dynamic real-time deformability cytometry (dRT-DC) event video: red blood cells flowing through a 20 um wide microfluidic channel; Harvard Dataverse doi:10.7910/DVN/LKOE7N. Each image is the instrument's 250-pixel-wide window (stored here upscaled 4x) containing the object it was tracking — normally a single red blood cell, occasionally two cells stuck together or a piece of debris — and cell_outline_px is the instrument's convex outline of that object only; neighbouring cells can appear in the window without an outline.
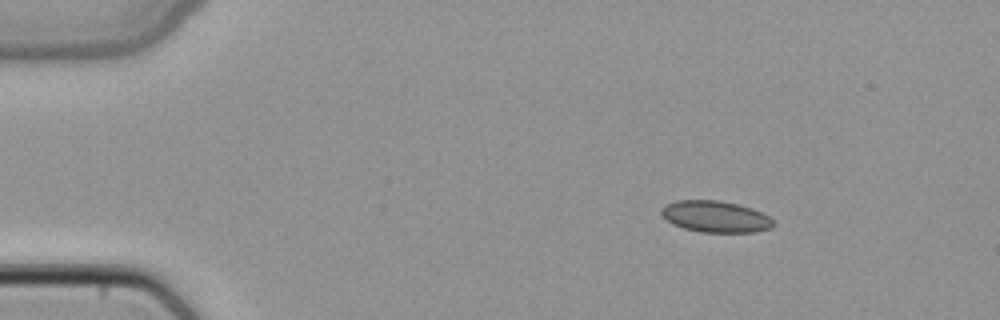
{"species": "common noctule bat (a hibernating species)", "species_latin": "Nyctalus noctula", "temperature_condition": "cold", "stored_images_in_passage": 3, "camera_frame_rate_fps": 3000, "um_per_image_px": 0.085, "animal": {"sex": "female", "body_mass_g": 22.7, "forearm_length_mm": 54.2}, "frame": {"image": 1, "passage_image": 1, "time_ms": 0.0, "image_size_px": [1000, 320], "cell_outline_px": [[776, 224], [772, 228], [756, 232], [700, 232], [684, 228], [672, 224], [660, 212], [660, 208], [676, 200], [716, 200], [736, 204], [752, 208], [768, 216]], "centroid_in_image_um": [60.83, 18.42], "position_along_channel_um": 24.2, "area_um2": 20.46}}
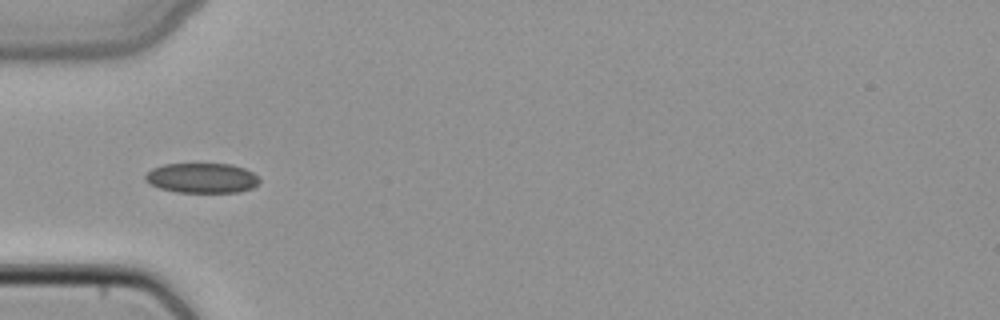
{"frame": {"image": 2, "passage_image": 3, "time_ms": 0.667, "image_size_px": [1000, 320], "cell_outline_px": [[260, 180], [252, 188], [240, 192], [176, 192], [160, 188], [148, 184], [144, 180], [144, 176], [152, 168], [164, 164], [232, 164], [244, 168], [252, 172]], "centroid_in_image_um": [17.13, 15.13], "position_along_channel_um": 67.9, "area_um2": 19.94}}